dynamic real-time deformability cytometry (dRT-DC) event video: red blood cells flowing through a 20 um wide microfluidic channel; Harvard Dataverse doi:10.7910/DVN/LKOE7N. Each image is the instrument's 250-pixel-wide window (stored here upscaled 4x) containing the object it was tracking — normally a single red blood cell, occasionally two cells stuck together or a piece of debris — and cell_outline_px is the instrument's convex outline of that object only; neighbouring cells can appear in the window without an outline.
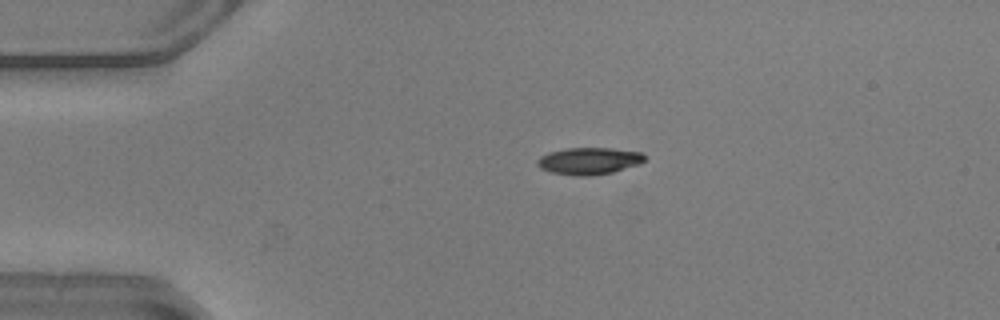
{"species": "common noctule bat (a hibernating species)", "species_latin": "Nyctalus noctula", "temperature_condition": "warm", "stored_images_in_passage": 42, "camera_frame_rate_fps": 3000, "um_per_image_px": 0.085, "animal": {"sex": "male", "body_mass_g": 20.5, "forearm_length_mm": 52.5}, "frame": {"image": 1, "passage_image": 1, "time_ms": 0.0, "image_size_px": [1000, 320], "cell_outline_px": [[648, 156], [640, 164], [612, 172], [592, 176], [576, 176], [552, 172], [540, 168], [536, 164], [536, 160], [540, 156], [548, 152], [568, 148], [612, 148], [644, 152]], "centroid_in_image_um": [50.09, 13.67], "position_along_channel_um": 34.9, "area_um2": 17.11}}
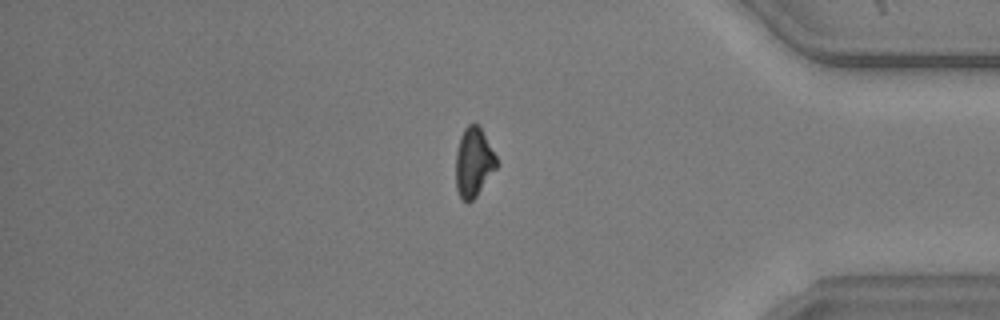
{"frame": {"image": 2, "passage_image": 34, "time_ms": 11.0, "image_size_px": [1000, 320], "cell_outline_px": [[496, 168], [476, 196], [468, 204], [460, 196], [456, 188], [456, 152], [460, 136], [464, 128], [468, 124], [476, 124], [480, 128], [496, 156]], "centroid_in_image_um": [40.23, 13.8], "position_along_channel_um": 395.0, "area_um2": 16.13}}
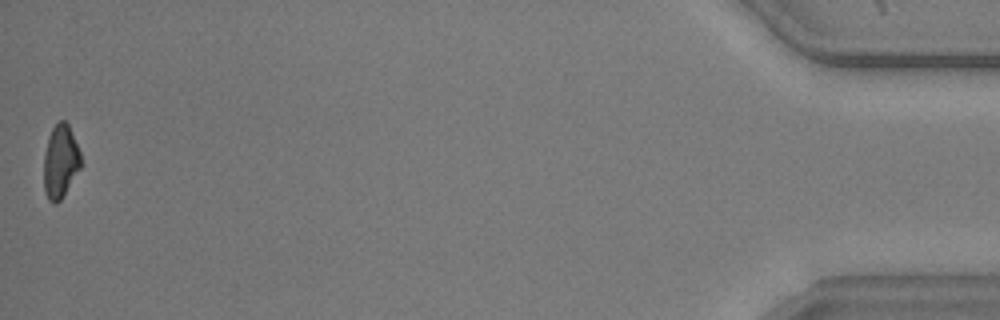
{"frame": {"image": 3, "passage_image": 42, "time_ms": 13.667, "image_size_px": [1000, 320], "cell_outline_px": [[80, 168], [60, 200], [56, 204], [48, 200], [44, 192], [44, 156], [48, 136], [52, 128], [60, 120], [64, 120], [68, 124], [80, 152]], "centroid_in_image_um": [5.11, 13.73], "position_along_channel_um": 430.1, "area_um2": 15.61}, "authors_computed_cell_mechanics": {"area_um2": 17.2244, "velocity_mm_per_s": 3.8762, "shape_relaxation_time_tau1_ms": 3.2757, "shape_relaxation_time_tau2_ms": 5.1205, "deformation_change_tau1": 0.1426, "deformation_change_tau2": 0.1141}}